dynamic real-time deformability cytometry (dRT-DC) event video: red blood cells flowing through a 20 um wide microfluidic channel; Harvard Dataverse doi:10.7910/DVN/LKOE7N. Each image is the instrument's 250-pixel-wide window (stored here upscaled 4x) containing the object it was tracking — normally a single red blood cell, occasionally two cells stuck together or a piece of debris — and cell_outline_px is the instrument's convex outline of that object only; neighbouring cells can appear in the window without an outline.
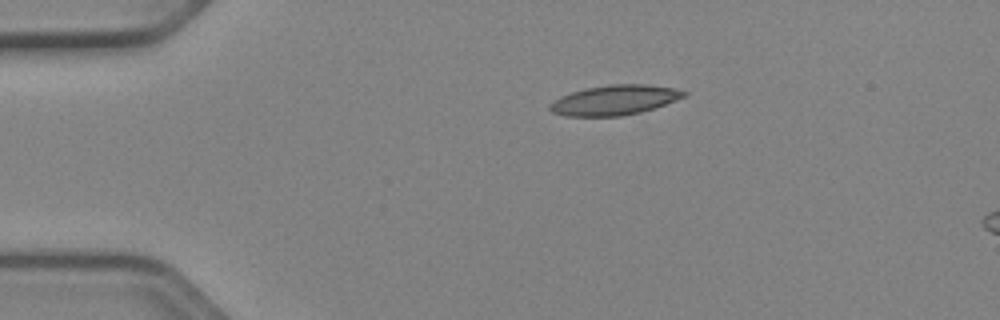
{"species": "Egyptian fruit bat (a non-hibernating species)", "species_latin": "Rousettus aegyptiacus", "temperature_condition": "cold", "stored_images_in_passage": 7, "camera_frame_rate_fps": 3000, "um_per_image_px": 0.085, "animal": {"sex": "female"}, "frame": {"image": 1, "passage_image": 1, "time_ms": 0.0, "image_size_px": [1000, 320], "cell_outline_px": [[688, 96], [640, 112], [620, 116], [564, 116], [552, 112], [548, 108], [548, 104], [560, 96], [584, 88], [608, 84], [648, 84], [676, 88], [688, 92]], "centroid_in_image_um": [52.23, 8.49], "position_along_channel_um": 32.8, "area_um2": 23.52}}